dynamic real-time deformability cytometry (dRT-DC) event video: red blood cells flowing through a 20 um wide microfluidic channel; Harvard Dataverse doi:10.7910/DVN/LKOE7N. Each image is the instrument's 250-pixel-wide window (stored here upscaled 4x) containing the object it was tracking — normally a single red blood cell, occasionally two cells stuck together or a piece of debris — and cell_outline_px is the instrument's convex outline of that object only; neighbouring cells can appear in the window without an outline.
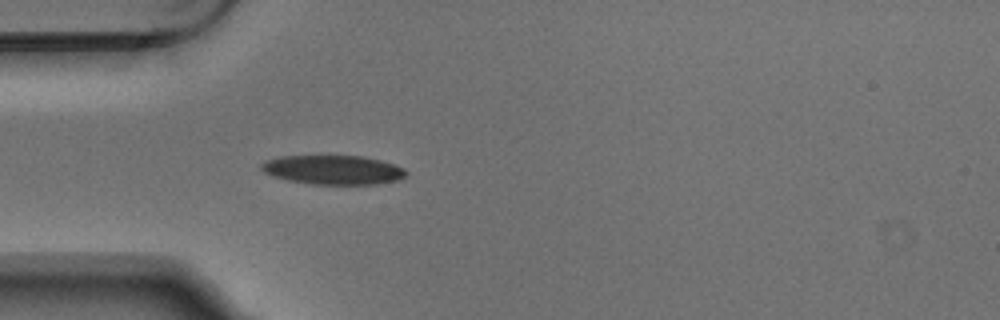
{"species": "Egyptian fruit bat (a non-hibernating species)", "species_latin": "Rousettus aegyptiacus", "temperature_condition": "warm", "stored_images_in_passage": 2, "camera_frame_rate_fps": 3000, "um_per_image_px": 0.085, "animal": {"sex": "male"}, "frame": {"image": 1, "passage_image": 2, "time_ms": 0.333, "image_size_px": [1000, 320], "cell_outline_px": [[408, 172], [404, 176], [396, 180], [376, 184], [312, 184], [288, 180], [272, 176], [264, 172], [260, 168], [260, 164], [264, 160], [280, 156], [364, 156], [380, 160], [404, 168]], "centroid_in_image_um": [28.27, 14.43], "position_along_channel_um": 56.7, "area_um2": 24.57}}